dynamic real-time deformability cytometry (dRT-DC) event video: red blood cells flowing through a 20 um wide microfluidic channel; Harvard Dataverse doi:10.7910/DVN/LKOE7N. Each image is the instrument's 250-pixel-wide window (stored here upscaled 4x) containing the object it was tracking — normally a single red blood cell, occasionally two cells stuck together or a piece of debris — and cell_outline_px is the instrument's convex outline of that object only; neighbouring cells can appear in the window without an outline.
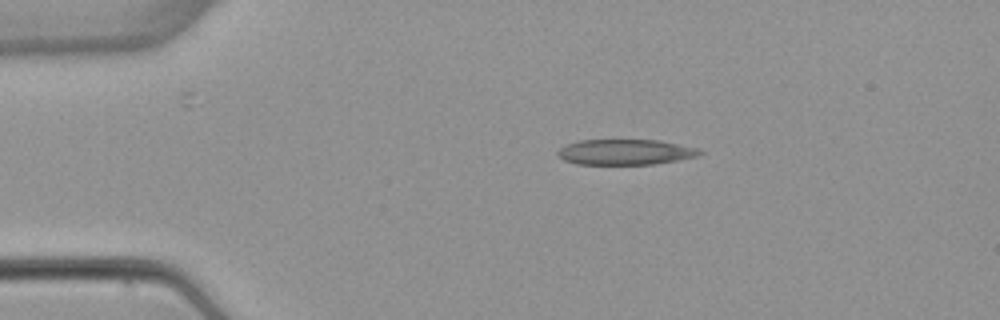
{"species": "common noctule bat (a hibernating species)", "species_latin": "Nyctalus noctula", "temperature_condition": "warm", "stored_images_in_passage": 2, "camera_frame_rate_fps": 3000, "um_per_image_px": 0.085, "animal": {"sex": "female", "body_mass_g": 22.7, "forearm_length_mm": 54.2}, "frame": {"image": 1, "passage_image": 1, "time_ms": 0.0, "image_size_px": [1000, 320], "cell_outline_px": [[704, 152], [696, 156], [656, 164], [576, 164], [564, 160], [556, 156], [556, 152], [560, 148], [568, 144], [580, 140], [656, 140], [700, 148]], "centroid_in_image_um": [53.13, 12.92], "position_along_channel_um": 31.9, "area_um2": 21.04}}